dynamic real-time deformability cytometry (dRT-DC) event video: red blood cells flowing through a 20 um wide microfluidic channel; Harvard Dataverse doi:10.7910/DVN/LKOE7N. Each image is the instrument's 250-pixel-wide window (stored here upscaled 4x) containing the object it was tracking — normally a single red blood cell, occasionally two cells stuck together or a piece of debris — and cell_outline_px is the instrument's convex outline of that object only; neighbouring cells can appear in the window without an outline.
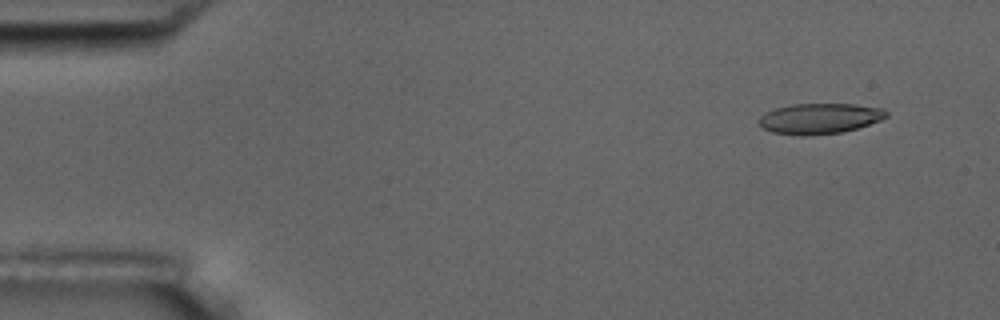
{"species": "common noctule bat (a hibernating species)", "species_latin": "Nyctalus noctula", "temperature_condition": "room temperature", "stored_images_in_passage": 4, "camera_frame_rate_fps": 3000, "um_per_image_px": 0.085, "animal": {"sex": "male", "body_mass_g": 17.5, "forearm_length_mm": 52.3}, "frame": {"image": 1, "passage_image": 1, "time_ms": 0.0, "image_size_px": [1000, 320], "cell_outline_px": [[888, 116], [880, 120], [844, 132], [800, 136], [772, 132], [764, 128], [756, 120], [764, 112], [776, 108], [792, 104], [852, 104], [884, 108], [888, 112]], "centroid_in_image_um": [69.65, 10.07], "position_along_channel_um": 15.4, "area_um2": 22.72}}